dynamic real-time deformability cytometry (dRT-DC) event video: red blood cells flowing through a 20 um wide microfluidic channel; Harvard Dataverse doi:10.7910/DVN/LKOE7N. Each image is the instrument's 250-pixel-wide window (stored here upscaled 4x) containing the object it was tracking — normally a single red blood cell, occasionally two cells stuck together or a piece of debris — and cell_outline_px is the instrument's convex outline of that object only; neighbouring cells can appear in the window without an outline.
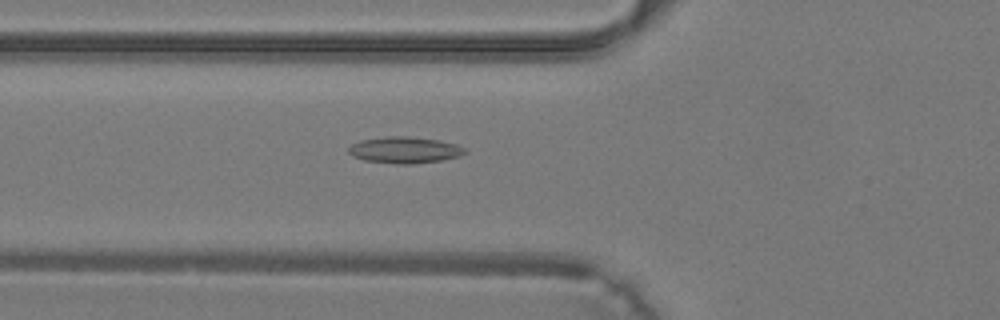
{"species": "common noctule bat (a hibernating species)", "species_latin": "Nyctalus noctula", "temperature_condition": "warm", "stored_images_in_passage": 30, "camera_frame_rate_fps": 3000, "um_per_image_px": 0.085, "animal": {"sex": "male", "body_mass_g": 19.2, "forearm_length_mm": 51.8}, "frame": {"image": 1, "passage_image": 5, "time_ms": 1.333, "image_size_px": [1000, 320], "cell_outline_px": [[468, 152], [460, 156], [440, 160], [412, 164], [396, 164], [364, 160], [352, 156], [348, 152], [348, 148], [352, 144], [360, 140], [388, 136], [408, 136], [440, 140], [456, 144], [464, 148]], "centroid_in_image_um": [34.39, 12.75], "position_along_channel_um": 91.4, "area_um2": 17.98}}
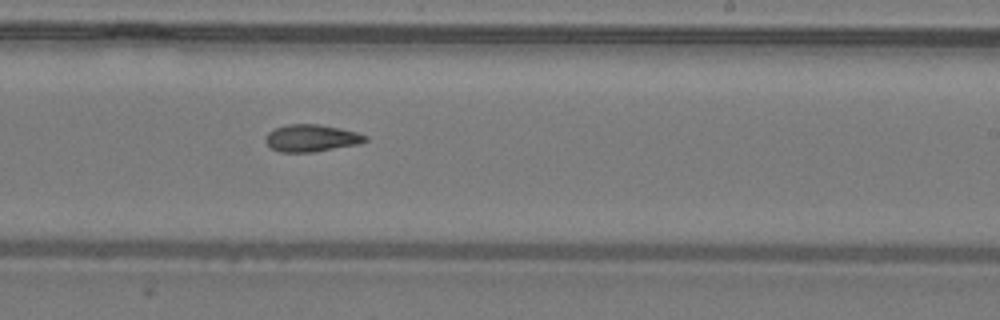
{"frame": {"image": 2, "passage_image": 15, "time_ms": 4.667, "image_size_px": [1000, 320], "cell_outline_px": [[368, 140], [360, 144], [312, 152], [280, 152], [272, 148], [264, 140], [264, 136], [272, 128], [288, 124], [320, 124], [340, 128], [356, 132], [368, 136]], "centroid_in_image_um": [26.45, 11.73], "position_along_channel_um": 262.5, "area_um2": 15.95}}
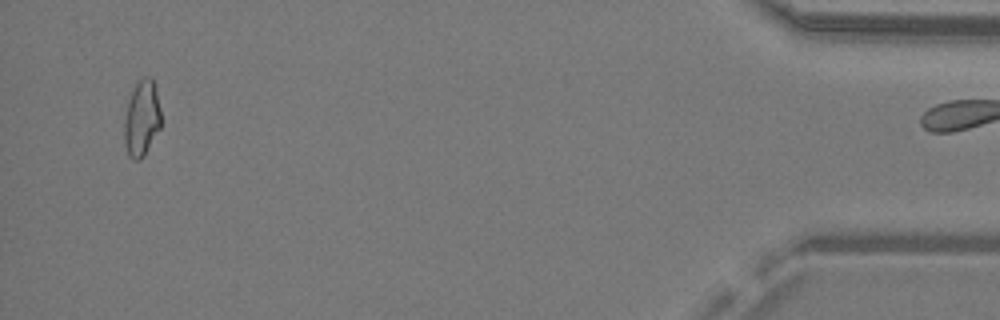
{"frame": {"image": 3, "passage_image": 29, "time_ms": 9.333, "image_size_px": [1000, 320], "cell_outline_px": [[160, 128], [144, 156], [140, 160], [132, 160], [128, 156], [124, 144], [124, 116], [128, 100], [136, 84], [144, 76], [152, 76], [160, 108]], "centroid_in_image_um": [12.03, 10.1], "position_along_channel_um": 423.2, "area_um2": 16.36}}